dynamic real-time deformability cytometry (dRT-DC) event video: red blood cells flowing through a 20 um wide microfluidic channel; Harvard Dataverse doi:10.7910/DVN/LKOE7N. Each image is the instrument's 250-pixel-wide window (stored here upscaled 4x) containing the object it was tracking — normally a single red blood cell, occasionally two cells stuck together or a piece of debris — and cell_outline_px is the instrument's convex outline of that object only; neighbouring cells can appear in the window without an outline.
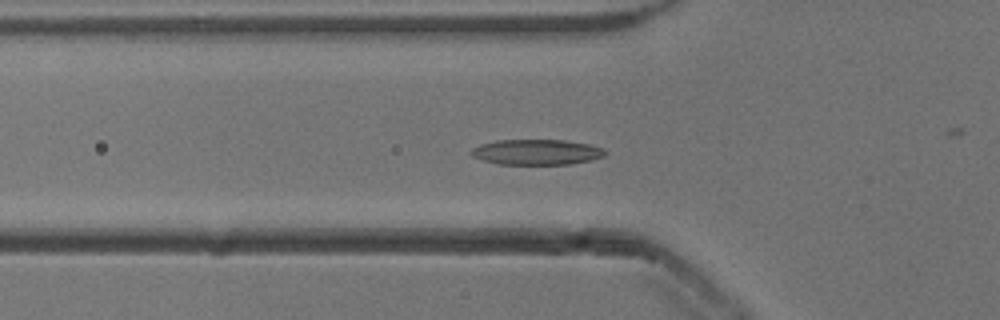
{"species": "common noctule bat (a hibernating species)", "species_latin": "Nyctalus noctula", "temperature_condition": "cold", "stored_images_in_passage": 52, "camera_frame_rate_fps": 3000, "um_per_image_px": 0.085, "animal": {"sex": "male", "body_mass_g": 13.3}, "frame": {"image": 1, "passage_image": 16, "time_ms": 5.0, "image_size_px": [1000, 320], "cell_outline_px": [[604, 156], [592, 160], [568, 164], [500, 164], [484, 160], [472, 156], [468, 152], [472, 148], [480, 144], [496, 140], [564, 140], [588, 144], [604, 148]], "centroid_in_image_um": [45.58, 12.92], "position_along_channel_um": 80.2, "area_um2": 19.77}}
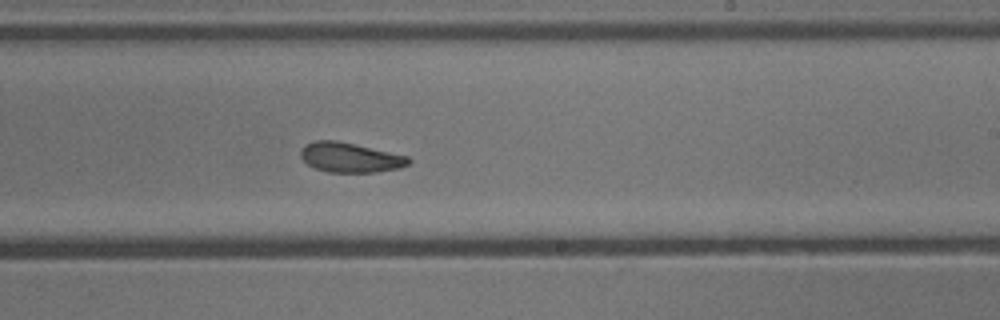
{"frame": {"image": 2, "passage_image": 30, "time_ms": 9.667, "image_size_px": [1000, 320], "cell_outline_px": [[412, 160], [408, 164], [400, 168], [376, 172], [328, 172], [316, 168], [308, 164], [300, 156], [300, 152], [304, 144], [316, 140], [336, 140], [408, 156]], "centroid_in_image_um": [29.75, 13.38], "position_along_channel_um": 259.2, "area_um2": 18.61}}
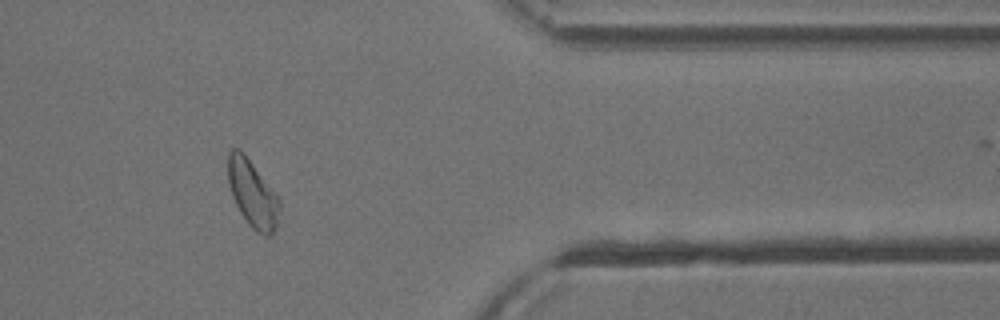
{"frame": {"image": 3, "passage_image": 42, "time_ms": 13.667, "image_size_px": [1000, 320], "cell_outline_px": [[280, 208], [276, 228], [268, 236], [264, 236], [256, 232], [248, 224], [240, 212], [232, 196], [228, 184], [228, 152], [232, 148], [240, 148], [244, 152], [280, 200]], "centroid_in_image_um": [21.45, 16.46], "position_along_channel_um": 390.0, "area_um2": 20.11}, "authors_computed_cell_mechanics": {"area_um2": 19.4497, "velocity_mm_per_s": 3.8314, "shape_relaxation_time_tau1_ms": 3.0519, "shape_relaxation_time_tau2_ms": 3.8261, "deformation_change_tau1": 0.1224, "deformation_change_tau2": 0.1127}}